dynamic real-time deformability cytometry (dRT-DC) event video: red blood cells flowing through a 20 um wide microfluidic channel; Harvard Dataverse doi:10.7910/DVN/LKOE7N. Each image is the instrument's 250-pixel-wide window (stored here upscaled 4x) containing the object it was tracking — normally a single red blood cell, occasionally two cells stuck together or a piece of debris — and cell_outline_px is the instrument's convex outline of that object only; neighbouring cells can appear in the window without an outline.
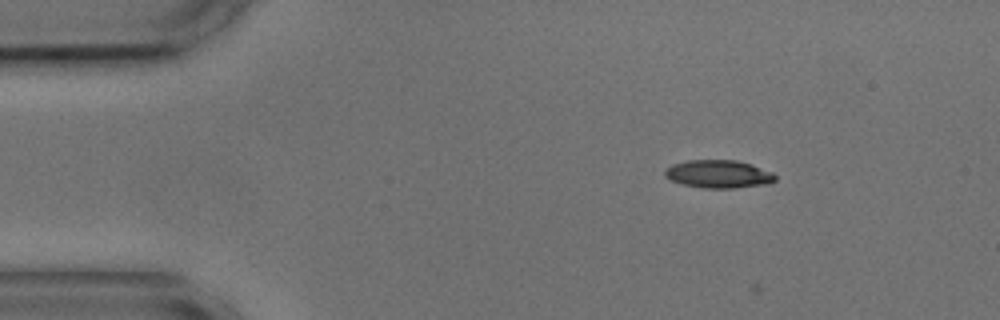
{"species": "common noctule bat (a hibernating species)", "species_latin": "Nyctalus noctula", "temperature_condition": "cold", "stored_images_in_passage": 2, "camera_frame_rate_fps": 3000, "um_per_image_px": 0.085, "animal": {"sex": "male", "body_mass_g": 17.9, "forearm_length_mm": 54.2}, "frame": {"image": 1, "passage_image": 1, "time_ms": 0.0, "image_size_px": [1000, 320], "cell_outline_px": [[776, 180], [768, 184], [732, 188], [704, 188], [684, 184], [672, 180], [664, 176], [664, 168], [672, 164], [688, 160], [736, 160], [752, 164], [772, 172], [776, 176]], "centroid_in_image_um": [61.08, 14.78], "position_along_channel_um": 23.9, "area_um2": 18.03}}